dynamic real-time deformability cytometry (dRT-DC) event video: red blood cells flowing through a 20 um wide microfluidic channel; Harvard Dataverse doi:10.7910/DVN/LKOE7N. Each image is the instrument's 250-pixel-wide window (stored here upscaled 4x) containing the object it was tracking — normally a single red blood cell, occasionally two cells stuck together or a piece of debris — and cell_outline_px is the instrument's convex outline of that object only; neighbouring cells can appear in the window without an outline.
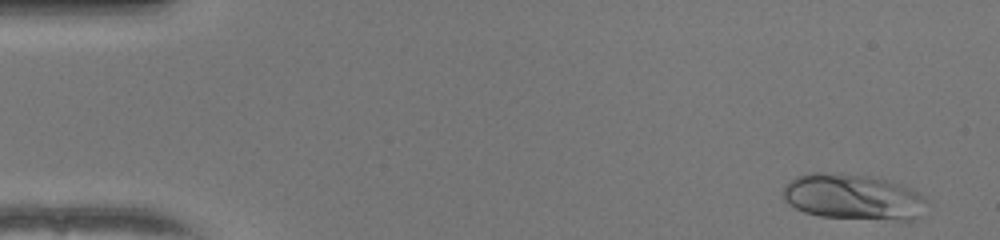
{"species": "human", "species_latin": "Homo sapiens", "temperature_condition": "warm", "stored_images_in_passage": 50, "camera_frame_rate_fps": 3000, "um_per_image_px": 0.085, "donor": {"sex": "female"}, "frame": {"image": 1, "passage_image": 2, "time_ms": 0.333, "image_size_px": [1000, 240], "cell_outline_px": [[924, 200], [916, 216], [912, 220], [896, 220], [820, 216], [804, 212], [788, 204], [784, 200], [784, 188], [796, 176], [808, 172], [840, 172], [868, 176], [900, 184], [916, 192]], "centroid_in_image_um": [72.4, 16.72], "position_along_channel_um": 12.6, "area_um2": 37.57}}
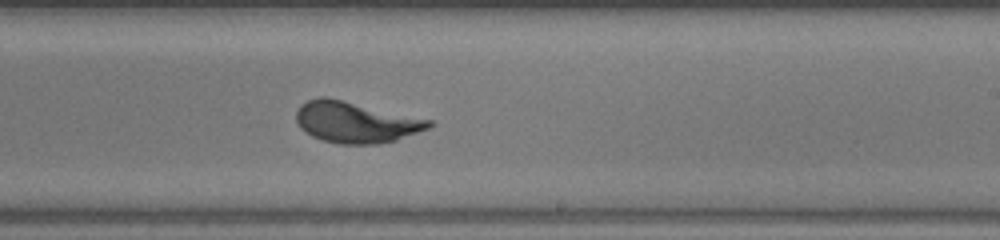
{"frame": {"image": 2, "passage_image": 30, "time_ms": 9.667, "image_size_px": [1000, 240], "cell_outline_px": [[432, 124], [428, 128], [396, 140], [376, 144], [340, 144], [324, 140], [312, 136], [300, 128], [296, 120], [296, 112], [300, 104], [308, 100], [320, 96], [328, 96], [432, 120]], "centroid_in_image_um": [30.2, 10.37], "position_along_channel_um": 258.8, "area_um2": 31.79}}
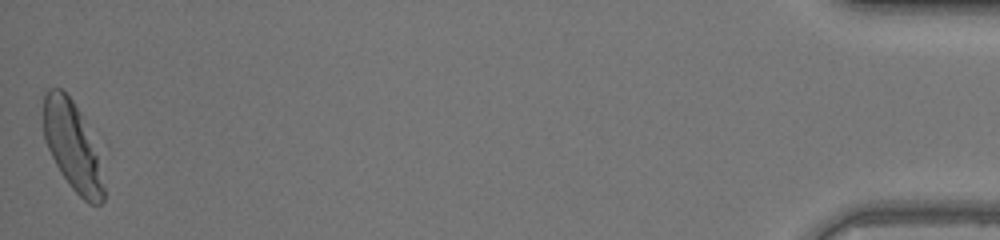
{"frame": {"image": 3, "passage_image": 50, "time_ms": 16.333, "image_size_px": [1000, 240], "cell_outline_px": [[108, 144], [104, 200], [100, 204], [88, 204], [72, 188], [60, 172], [44, 140], [44, 92], [48, 88], [60, 88], [72, 100], [108, 140]], "centroid_in_image_um": [6.43, 12.41], "position_along_channel_um": 428.8, "area_um2": 35.2}}